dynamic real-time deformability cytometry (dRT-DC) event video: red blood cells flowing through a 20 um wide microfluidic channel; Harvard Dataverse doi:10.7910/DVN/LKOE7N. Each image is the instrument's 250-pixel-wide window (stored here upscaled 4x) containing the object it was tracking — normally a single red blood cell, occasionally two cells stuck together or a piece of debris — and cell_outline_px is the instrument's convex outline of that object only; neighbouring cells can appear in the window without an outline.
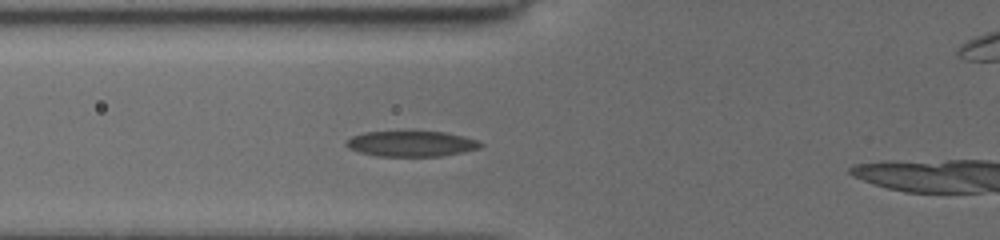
{"species": "common noctule bat (a hibernating species)", "species_latin": "Nyctalus noctula", "temperature_condition": "cold", "stored_images_in_passage": 23, "segment_of_instrument_passage": [1, 2], "camera_frame_rate_fps": 3000, "um_per_image_px": 0.085, "animal": {"sex": "female", "body_mass_g": 19.5, "forearm_length_mm": 54.1}, "frame": {"image": 1, "passage_image": 8, "time_ms": 1.0, "image_size_px": [1000, 240], "cell_outline_px": [[484, 144], [476, 148], [460, 152], [440, 156], [376, 156], [360, 152], [348, 148], [344, 144], [352, 136], [364, 132], [444, 132], [476, 140]], "centroid_in_image_um": [34.88, 12.22], "position_along_channel_um": 90.9, "area_um2": 19.54}}
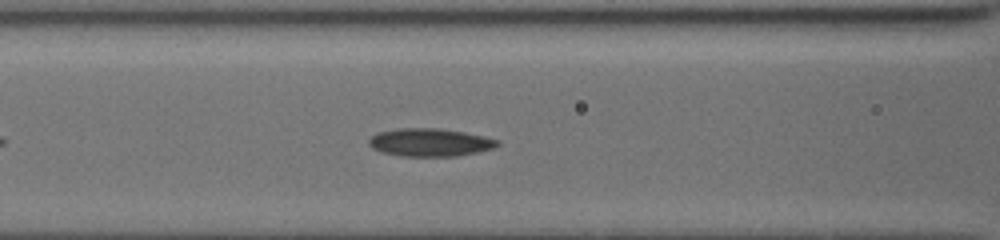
{"frame": {"image": 2, "passage_image": 17, "time_ms": 2.0, "image_size_px": [1000, 240], "cell_outline_px": [[500, 144], [492, 148], [476, 152], [456, 156], [400, 156], [384, 152], [372, 148], [368, 144], [368, 140], [376, 132], [400, 128], [436, 128], [464, 132], [484, 136], [500, 140]], "centroid_in_image_um": [36.53, 12.1], "position_along_channel_um": 130.1, "area_um2": 20.87}}
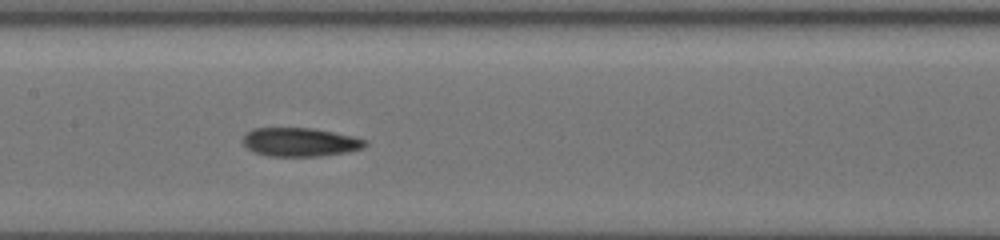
{"frame": {"image": 3, "passage_image": 20, "time_ms": 3.333, "image_size_px": [1000, 240], "cell_outline_px": [[368, 144], [364, 148], [348, 152], [320, 156], [268, 156], [256, 152], [248, 148], [244, 144], [244, 136], [248, 132], [256, 128], [312, 128], [352, 136], [364, 140]], "centroid_in_image_um": [25.54, 12.08], "position_along_channel_um": 181.9, "area_um2": 20.17}}